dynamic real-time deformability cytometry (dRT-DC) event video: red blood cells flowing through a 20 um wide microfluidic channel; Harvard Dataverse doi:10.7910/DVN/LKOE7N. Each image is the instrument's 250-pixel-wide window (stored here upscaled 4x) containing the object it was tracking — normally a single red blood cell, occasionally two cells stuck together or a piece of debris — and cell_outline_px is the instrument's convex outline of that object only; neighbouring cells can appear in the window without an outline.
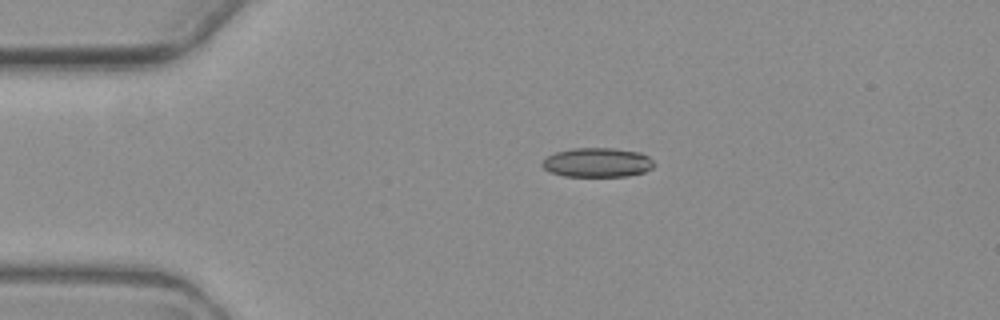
{"species": "common noctule bat (a hibernating species)", "species_latin": "Nyctalus noctula", "temperature_condition": "warm", "stored_images_in_passage": 4, "camera_frame_rate_fps": 3000, "um_per_image_px": 0.085, "animal": {"sex": "female", "body_mass_g": 19.3, "forearm_length_mm": 54.1}, "frame": {"image": 1, "passage_image": 4, "time_ms": 3.667, "image_size_px": [1000, 320], "cell_outline_px": [[656, 164], [652, 168], [644, 172], [628, 176], [564, 176], [552, 172], [544, 168], [540, 164], [548, 156], [556, 152], [572, 148], [616, 148], [640, 152], [648, 156]], "centroid_in_image_um": [50.81, 13.8], "position_along_channel_um": 34.2, "area_um2": 19.13}}